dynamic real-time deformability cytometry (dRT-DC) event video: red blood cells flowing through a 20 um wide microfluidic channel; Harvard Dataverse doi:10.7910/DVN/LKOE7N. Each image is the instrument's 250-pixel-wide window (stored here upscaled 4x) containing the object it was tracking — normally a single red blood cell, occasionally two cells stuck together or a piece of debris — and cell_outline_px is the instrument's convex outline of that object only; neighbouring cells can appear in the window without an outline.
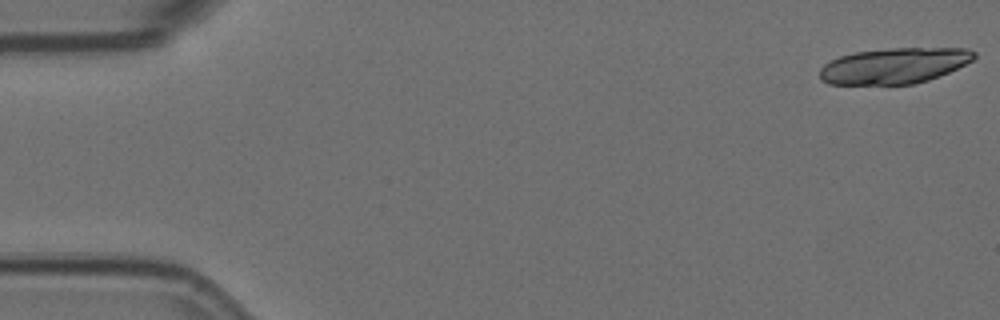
{"species": "Egyptian fruit bat (a non-hibernating species)", "species_latin": "Rousettus aegyptiacus", "temperature_condition": "room temperature", "stored_images_in_passage": 16, "camera_frame_rate_fps": 3000, "um_per_image_px": 0.085, "animal": {"sex": "female"}, "frame": {"image": 1, "passage_image": 1, "time_ms": 0.0, "image_size_px": [1000, 320], "cell_outline_px": [[976, 56], [972, 60], [948, 72], [928, 80], [912, 84], [828, 84], [820, 80], [820, 68], [824, 64], [840, 56], [856, 52], [888, 48], [968, 48], [976, 52]], "centroid_in_image_um": [75.99, 5.58], "position_along_channel_um": 9.0, "area_um2": 32.02}}